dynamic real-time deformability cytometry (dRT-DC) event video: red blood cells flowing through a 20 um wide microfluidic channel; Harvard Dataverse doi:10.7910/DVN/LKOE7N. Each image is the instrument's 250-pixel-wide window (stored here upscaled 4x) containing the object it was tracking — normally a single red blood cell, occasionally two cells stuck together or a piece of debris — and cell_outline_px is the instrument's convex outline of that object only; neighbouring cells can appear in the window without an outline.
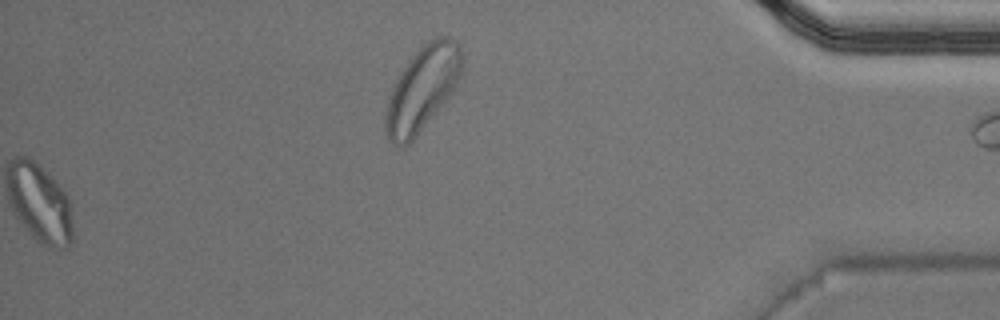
{"species": "Egyptian fruit bat (a non-hibernating species)", "species_latin": "Rousettus aegyptiacus", "temperature_condition": "warm", "stored_images_in_passage": 44, "segment_of_instrument_passage": [2, 2], "camera_frame_rate_fps": 3000, "um_per_image_px": 0.085, "animal": {"sex": "male"}, "frame": {"image": 1, "passage_image": 44, "time_ms": 14.333, "image_size_px": [1000, 320], "cell_outline_px": [[464, 60], [460, 76], [452, 92], [416, 136], [408, 144], [400, 148], [392, 144], [388, 140], [384, 128], [384, 124], [388, 100], [396, 80], [400, 72], [420, 44], [436, 36], [448, 36], [456, 40], [460, 44]], "centroid_in_image_um": [35.91, 7.5], "position_along_channel_um": 399.3, "area_um2": 37.74}}